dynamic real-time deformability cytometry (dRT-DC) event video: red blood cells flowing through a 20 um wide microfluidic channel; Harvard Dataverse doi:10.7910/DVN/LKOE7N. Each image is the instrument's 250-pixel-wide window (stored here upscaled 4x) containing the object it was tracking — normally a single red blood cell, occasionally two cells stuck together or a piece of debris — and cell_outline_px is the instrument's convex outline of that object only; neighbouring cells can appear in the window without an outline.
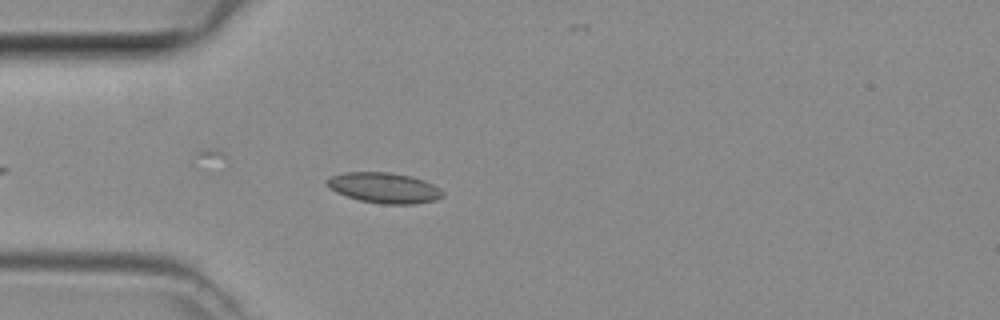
{"species": "common noctule bat (a hibernating species)", "species_latin": "Nyctalus noctula", "temperature_condition": "room temperature", "stored_images_in_passage": 10, "camera_frame_rate_fps": 3000, "um_per_image_px": 0.085, "animal": {"sex": "female", "body_mass_g": 29.2, "forearm_length_mm": 56.3}, "frame": {"image": 1, "passage_image": 3, "time_ms": 0.667, "image_size_px": [1000, 320], "cell_outline_px": [[444, 196], [436, 200], [416, 204], [380, 204], [360, 200], [336, 192], [324, 180], [328, 176], [344, 172], [388, 172], [412, 176], [424, 180], [440, 188], [444, 192]], "centroid_in_image_um": [32.68, 15.96], "position_along_channel_um": 52.3, "area_um2": 20.69}}
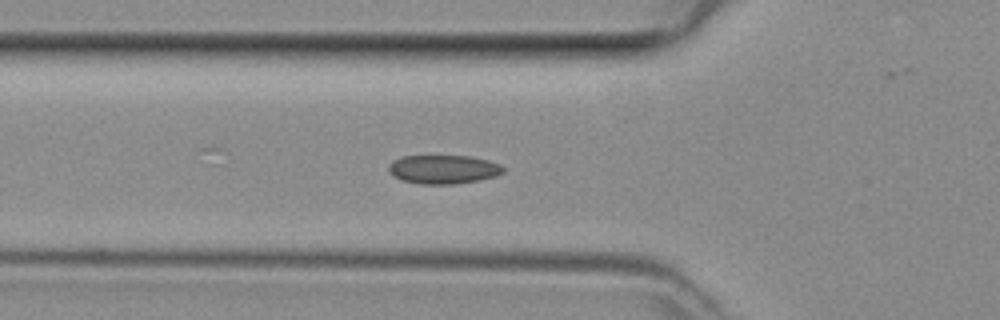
{"frame": {"image": 2, "passage_image": 6, "time_ms": 1.667, "image_size_px": [1000, 320], "cell_outline_px": [[504, 172], [496, 176], [480, 180], [456, 184], [420, 184], [400, 180], [392, 176], [388, 172], [388, 164], [392, 160], [400, 156], [468, 156], [488, 160], [500, 164], [504, 168]], "centroid_in_image_um": [37.64, 14.4], "position_along_channel_um": 88.2, "area_um2": 19.54}}